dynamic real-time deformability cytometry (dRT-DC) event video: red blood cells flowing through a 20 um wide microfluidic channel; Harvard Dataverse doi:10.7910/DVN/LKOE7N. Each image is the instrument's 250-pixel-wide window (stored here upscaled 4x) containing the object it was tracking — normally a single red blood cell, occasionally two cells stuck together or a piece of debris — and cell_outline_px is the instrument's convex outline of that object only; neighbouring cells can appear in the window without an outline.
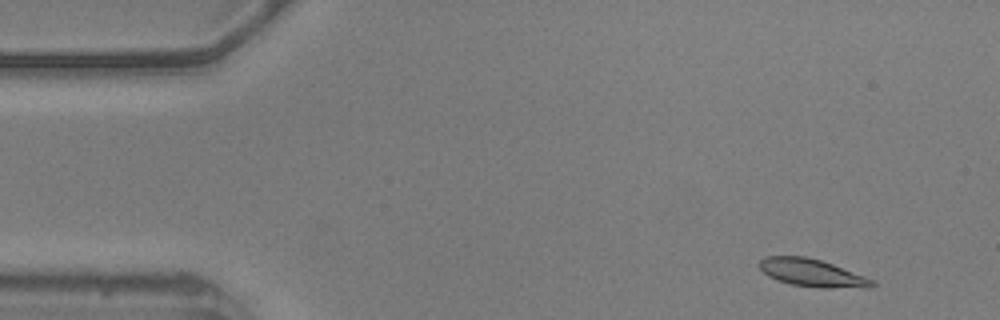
{"species": "common noctule bat (a hibernating species)", "species_latin": "Nyctalus noctula", "temperature_condition": "warm", "stored_images_in_passage": 6, "camera_frame_rate_fps": 3000, "um_per_image_px": 0.085, "animal": {"sex": "male", "body_mass_g": 20.5, "forearm_length_mm": 52.5}, "frame": {"image": 1, "passage_image": 1, "time_ms": 0.0, "image_size_px": [1000, 320], "cell_outline_px": [[876, 284], [872, 288], [816, 288], [792, 284], [776, 280], [768, 276], [756, 264], [764, 256], [804, 256], [820, 260], [832, 264], [864, 276], [872, 280]], "centroid_in_image_um": [69.0, 23.2], "position_along_channel_um": 16.0, "area_um2": 18.26}}